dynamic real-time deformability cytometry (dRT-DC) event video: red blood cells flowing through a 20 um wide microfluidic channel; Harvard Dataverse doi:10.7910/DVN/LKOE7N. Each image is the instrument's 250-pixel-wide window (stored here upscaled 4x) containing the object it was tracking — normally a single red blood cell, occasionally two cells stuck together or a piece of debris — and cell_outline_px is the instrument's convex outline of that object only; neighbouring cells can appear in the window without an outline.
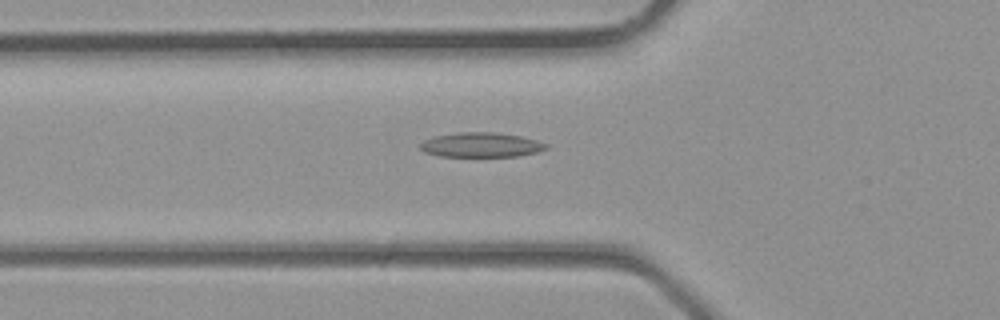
{"species": "common noctule bat (a hibernating species)", "species_latin": "Nyctalus noctula", "temperature_condition": "room temperature", "stored_images_in_passage": 2, "camera_frame_rate_fps": 3000, "um_per_image_px": 0.085, "animal": {"sex": "male", "body_mass_g": 23.1, "forearm_length_mm": 52.7}, "frame": {"image": 1, "passage_image": 2, "time_ms": 0.333, "image_size_px": [1000, 320], "cell_outline_px": [[548, 148], [536, 152], [516, 156], [440, 156], [424, 152], [420, 148], [420, 144], [424, 140], [436, 136], [460, 132], [496, 132], [520, 136], [536, 140], [548, 144]], "centroid_in_image_um": [40.9, 12.31], "position_along_channel_um": 84.9, "area_um2": 17.92}}